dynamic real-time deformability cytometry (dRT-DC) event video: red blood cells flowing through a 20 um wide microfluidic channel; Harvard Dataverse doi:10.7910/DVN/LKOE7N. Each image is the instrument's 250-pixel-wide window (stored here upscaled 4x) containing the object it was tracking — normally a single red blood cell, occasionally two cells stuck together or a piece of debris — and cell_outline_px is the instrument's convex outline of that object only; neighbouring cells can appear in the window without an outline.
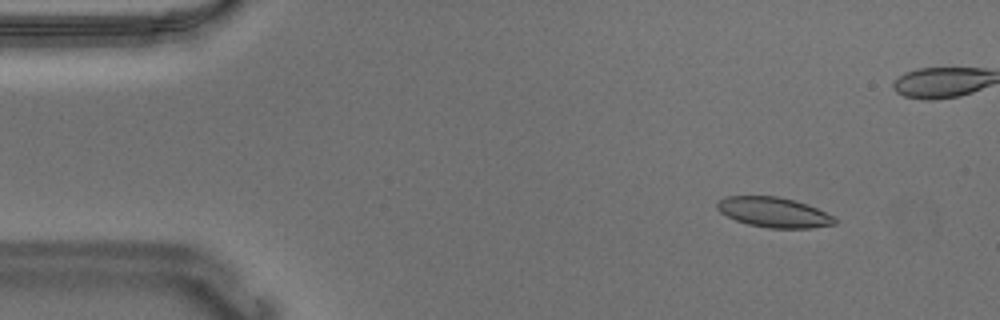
{"species": "Egyptian fruit bat (a non-hibernating species)", "species_latin": "Rousettus aegyptiacus", "temperature_condition": "warm", "stored_images_in_passage": 54, "camera_frame_rate_fps": 3000, "um_per_image_px": 0.085, "animal": {"sex": "male"}, "frame": {"image": 1, "passage_image": 5, "time_ms": 1.333, "image_size_px": [1000, 320], "cell_outline_px": [[836, 224], [812, 228], [768, 228], [748, 224], [736, 220], [720, 212], [716, 208], [716, 204], [724, 196], [776, 196], [796, 200], [808, 204], [832, 216], [836, 220]], "centroid_in_image_um": [65.76, 18.04], "position_along_channel_um": 19.2, "area_um2": 20.58}}
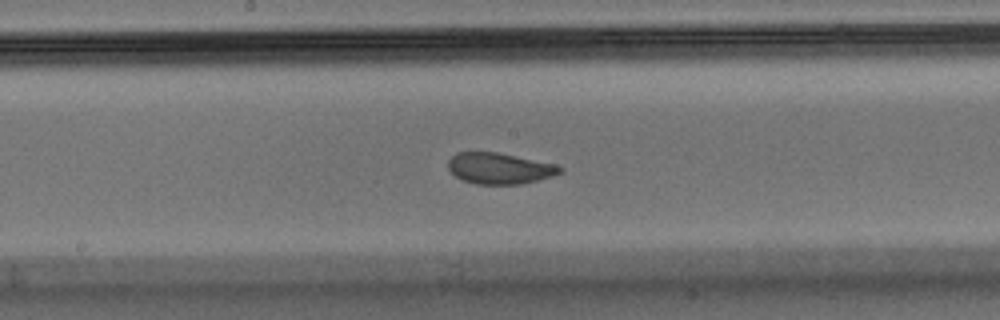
{"frame": {"image": 2, "passage_image": 27, "time_ms": 8.667, "image_size_px": [1000, 320], "cell_outline_px": [[564, 172], [552, 176], [520, 184], [476, 184], [460, 180], [448, 168], [448, 160], [456, 152], [496, 152], [556, 164], [564, 168]], "centroid_in_image_um": [42.46, 14.31], "position_along_channel_um": 205.7, "area_um2": 20.29}}
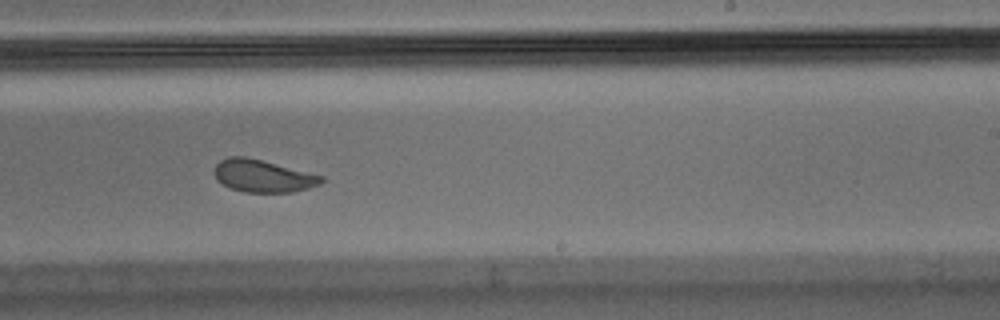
{"frame": {"image": 3, "passage_image": 32, "time_ms": 10.333, "image_size_px": [1000, 320], "cell_outline_px": [[324, 180], [320, 184], [308, 188], [292, 192], [244, 192], [232, 188], [216, 180], [212, 172], [216, 164], [220, 160], [228, 156], [244, 156], [324, 176]], "centroid_in_image_um": [22.31, 14.95], "position_along_channel_um": 266.7, "area_um2": 20.11}, "authors_computed_cell_mechanics": {"area_um2": 21.1837, "velocity_mm_per_s": 3.665, "shape_relaxation_time_tau1_ms": 2.9399, "shape_relaxation_time_tau2_ms": 1.0461, "deformation_change_tau1": 0.1107, "deformation_change_tau2": 0.0525}}